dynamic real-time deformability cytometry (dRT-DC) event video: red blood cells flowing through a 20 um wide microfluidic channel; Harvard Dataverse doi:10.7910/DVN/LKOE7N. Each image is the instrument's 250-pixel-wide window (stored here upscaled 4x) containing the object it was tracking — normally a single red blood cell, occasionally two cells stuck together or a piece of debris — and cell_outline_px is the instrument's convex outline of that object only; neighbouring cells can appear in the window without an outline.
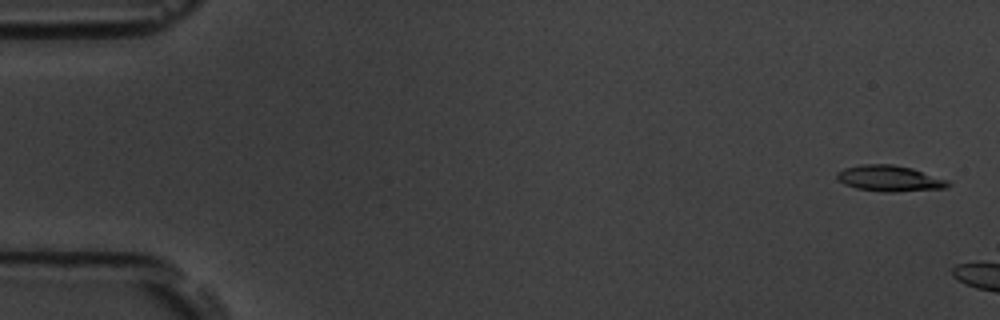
{"species": "common noctule bat (a hibernating species)", "species_latin": "Nyctalus noctula", "temperature_condition": "room temperature", "stored_images_in_passage": 7, "camera_frame_rate_fps": 3000, "um_per_image_px": 0.085, "animal": {"sex": "male", "body_mass_g": 19.5, "forearm_length_mm": 54.6}, "frame": {"image": 1, "passage_image": 2, "time_ms": 0.333, "image_size_px": [1000, 320], "cell_outline_px": [[952, 184], [948, 188], [896, 192], [884, 192], [856, 188], [844, 184], [836, 180], [836, 172], [844, 168], [864, 164], [892, 164], [912, 168], [948, 180]], "centroid_in_image_um": [75.61, 15.17], "position_along_channel_um": 9.4, "area_um2": 16.99}}